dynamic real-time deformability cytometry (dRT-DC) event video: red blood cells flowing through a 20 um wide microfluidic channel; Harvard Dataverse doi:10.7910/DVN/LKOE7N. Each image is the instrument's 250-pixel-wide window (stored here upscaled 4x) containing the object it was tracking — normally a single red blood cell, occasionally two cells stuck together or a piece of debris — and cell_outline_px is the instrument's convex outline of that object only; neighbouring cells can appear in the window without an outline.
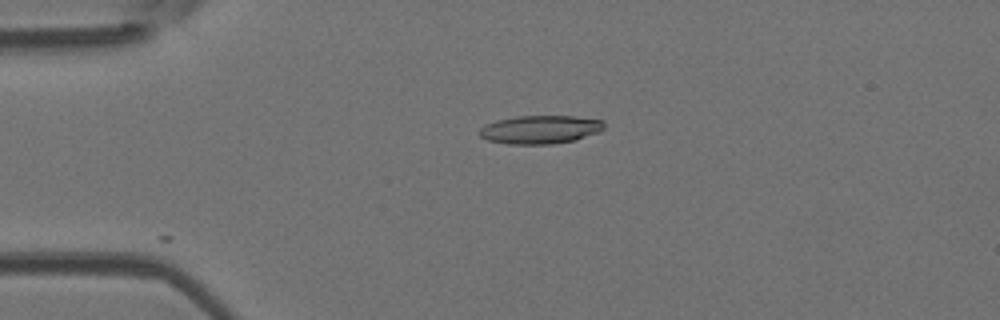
{"species": "Egyptian fruit bat (a non-hibernating species)", "species_latin": "Rousettus aegyptiacus", "temperature_condition": "room temperature", "stored_images_in_passage": 5, "camera_frame_rate_fps": 3000, "um_per_image_px": 0.085, "animal": {"sex": "female"}, "frame": {"image": 1, "passage_image": 1, "time_ms": 0.0, "image_size_px": [1000, 320], "cell_outline_px": [[604, 128], [600, 132], [572, 140], [552, 144], [508, 144], [488, 140], [480, 136], [480, 128], [496, 120], [516, 116], [572, 116], [604, 120]], "centroid_in_image_um": [45.93, 11.0], "position_along_channel_um": 39.1, "area_um2": 20.46}}